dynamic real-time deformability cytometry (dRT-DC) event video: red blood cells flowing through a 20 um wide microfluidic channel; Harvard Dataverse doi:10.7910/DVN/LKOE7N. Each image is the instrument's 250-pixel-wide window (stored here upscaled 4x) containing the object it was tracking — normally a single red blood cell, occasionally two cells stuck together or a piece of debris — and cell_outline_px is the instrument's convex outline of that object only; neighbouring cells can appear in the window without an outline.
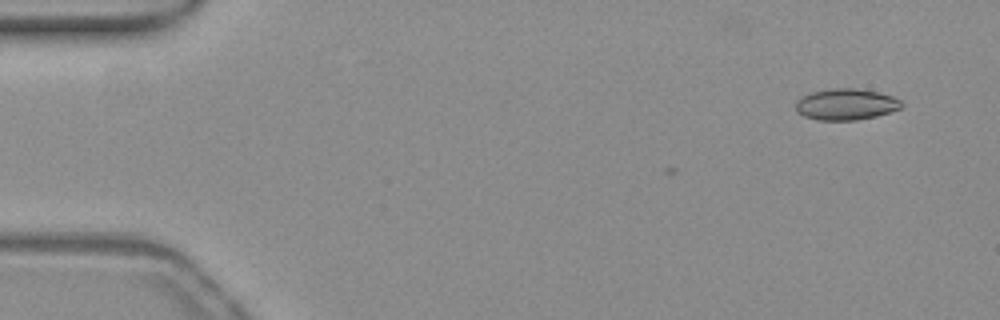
{"species": "common noctule bat (a hibernating species)", "species_latin": "Nyctalus noctula", "temperature_condition": "warm", "stored_images_in_passage": 2, "camera_frame_rate_fps": 3000, "um_per_image_px": 0.085, "animal": {"sex": "female", "body_mass_g": 19.3, "forearm_length_mm": 54.1}, "frame": {"image": 1, "passage_image": 2, "time_ms": 0.333, "image_size_px": [1000, 320], "cell_outline_px": [[904, 104], [900, 108], [876, 116], [856, 120], [816, 120], [804, 116], [796, 112], [796, 100], [812, 92], [828, 88], [856, 88], [876, 92], [892, 96], [900, 100]], "centroid_in_image_um": [71.88, 8.87], "position_along_channel_um": 13.1, "area_um2": 19.25}}